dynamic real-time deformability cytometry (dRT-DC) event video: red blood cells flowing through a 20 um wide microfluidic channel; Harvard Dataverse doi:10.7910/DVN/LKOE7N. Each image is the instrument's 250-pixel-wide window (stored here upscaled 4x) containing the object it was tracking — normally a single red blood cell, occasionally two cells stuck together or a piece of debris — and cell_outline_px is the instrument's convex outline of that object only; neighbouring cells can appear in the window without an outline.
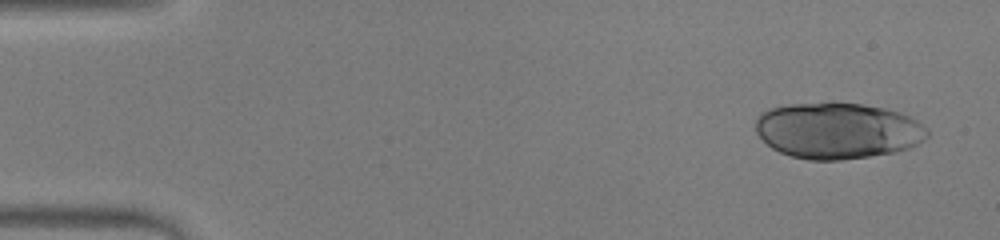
{"species": "human", "species_latin": "Homo sapiens", "temperature_condition": "warm", "stored_images_in_passage": 16, "camera_frame_rate_fps": 3000, "um_per_image_px": 0.085, "donor": {"sex": "male"}, "frame": {"image": 1, "passage_image": 1, "time_ms": 0.0, "image_size_px": [1000, 240], "cell_outline_px": [[928, 136], [924, 140], [908, 148], [896, 152], [840, 160], [808, 160], [792, 156], [780, 152], [772, 148], [756, 132], [756, 120], [764, 112], [772, 108], [792, 104], [860, 104], [884, 108], [908, 116], [916, 120], [928, 132]], "centroid_in_image_um": [71.2, 11.13], "position_along_channel_um": 13.8, "area_um2": 55.2}}
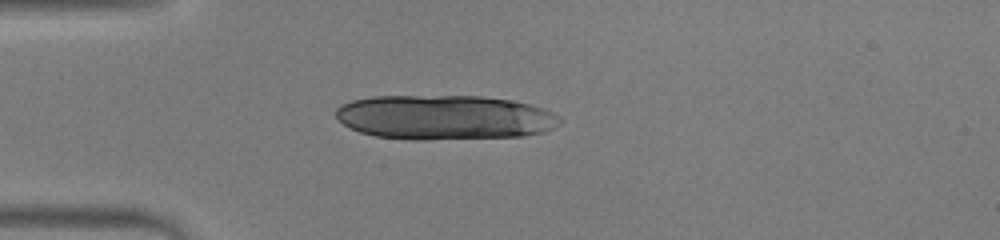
{"frame": {"image": 2, "passage_image": 11, "time_ms": 3.333, "image_size_px": [1000, 240], "cell_outline_px": [[560, 124], [544, 132], [520, 136], [424, 140], [412, 140], [376, 136], [360, 132], [344, 124], [336, 116], [336, 108], [340, 104], [352, 100], [372, 96], [480, 96], [512, 100], [528, 104], [552, 112], [560, 120]], "centroid_in_image_um": [37.75, 9.97], "position_along_channel_um": 47.3, "area_um2": 58.15}}